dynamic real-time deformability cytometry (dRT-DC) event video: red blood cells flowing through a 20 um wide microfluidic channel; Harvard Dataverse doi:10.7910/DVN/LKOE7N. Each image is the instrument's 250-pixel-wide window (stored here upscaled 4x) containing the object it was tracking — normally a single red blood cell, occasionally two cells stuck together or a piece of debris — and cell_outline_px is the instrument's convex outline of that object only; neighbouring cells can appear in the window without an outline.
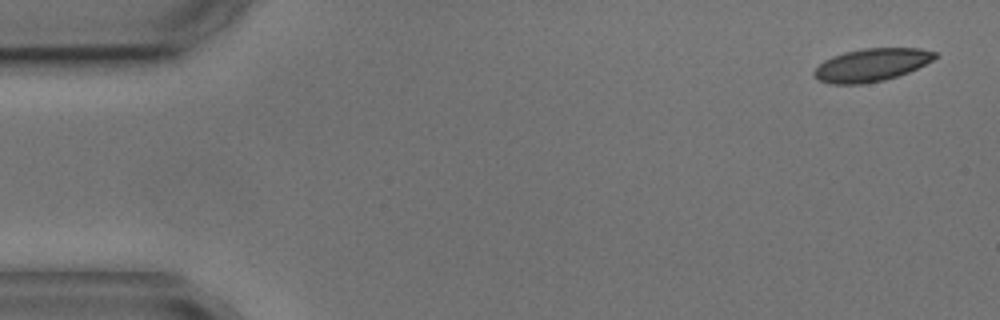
{"species": "common noctule bat (a hibernating species)", "species_latin": "Nyctalus noctula", "temperature_condition": "cold", "stored_images_in_passage": 5, "camera_frame_rate_fps": 3000, "um_per_image_px": 0.085, "animal": {"sex": "male", "body_mass_g": 17.9, "forearm_length_mm": 54.2}, "frame": {"image": 1, "passage_image": 1, "time_ms": 0.0, "image_size_px": [1000, 320], "cell_outline_px": [[940, 56], [908, 72], [884, 80], [860, 84], [832, 84], [820, 80], [812, 72], [824, 60], [832, 56], [844, 52], [864, 48], [920, 48], [936, 52]], "centroid_in_image_um": [74.08, 5.5], "position_along_channel_um": 10.9, "area_um2": 22.95}}
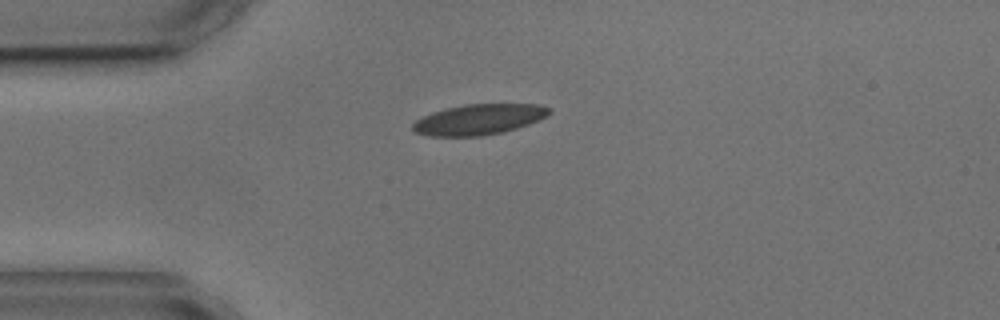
{"frame": {"image": 2, "passage_image": 4, "time_ms": 3.667, "image_size_px": [1000, 320], "cell_outline_px": [[552, 112], [548, 116], [540, 120], [504, 132], [484, 136], [428, 136], [416, 132], [412, 128], [412, 124], [416, 120], [432, 112], [464, 104], [540, 104], [552, 108]], "centroid_in_image_um": [40.76, 10.15], "position_along_channel_um": 44.2, "area_um2": 24.45}}